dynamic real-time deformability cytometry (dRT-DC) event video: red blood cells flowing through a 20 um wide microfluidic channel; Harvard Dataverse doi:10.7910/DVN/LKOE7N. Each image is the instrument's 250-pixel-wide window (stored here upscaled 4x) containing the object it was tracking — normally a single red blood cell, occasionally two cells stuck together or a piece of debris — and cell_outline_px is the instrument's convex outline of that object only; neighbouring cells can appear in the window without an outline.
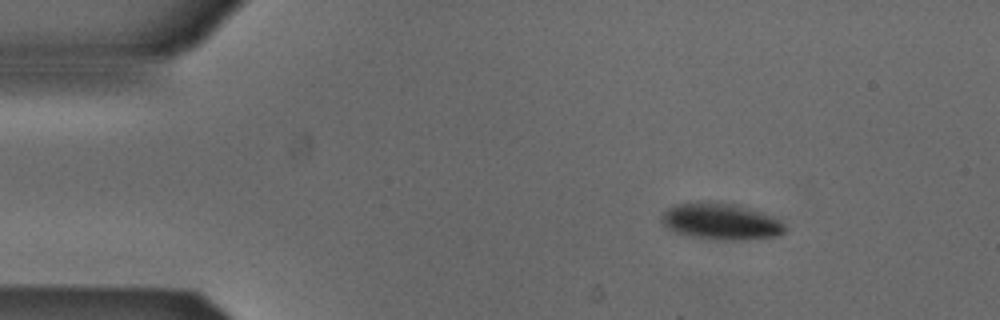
{"species": "Egyptian fruit bat (a non-hibernating species)", "species_latin": "Rousettus aegyptiacus", "temperature_condition": "cold", "stored_images_in_passage": 3, "camera_frame_rate_fps": 3000, "um_per_image_px": 0.085, "animal": {"sex": "male"}, "frame": {"image": 1, "passage_image": 1, "time_ms": 0.0, "image_size_px": [1000, 320], "cell_outline_px": [[784, 232], [780, 236], [740, 240], [712, 240], [688, 236], [672, 232], [660, 220], [660, 216], [668, 208], [676, 204], [736, 204], [772, 216], [780, 220], [784, 224]], "centroid_in_image_um": [61.27, 18.88], "position_along_channel_um": 23.7, "area_um2": 25.78}}